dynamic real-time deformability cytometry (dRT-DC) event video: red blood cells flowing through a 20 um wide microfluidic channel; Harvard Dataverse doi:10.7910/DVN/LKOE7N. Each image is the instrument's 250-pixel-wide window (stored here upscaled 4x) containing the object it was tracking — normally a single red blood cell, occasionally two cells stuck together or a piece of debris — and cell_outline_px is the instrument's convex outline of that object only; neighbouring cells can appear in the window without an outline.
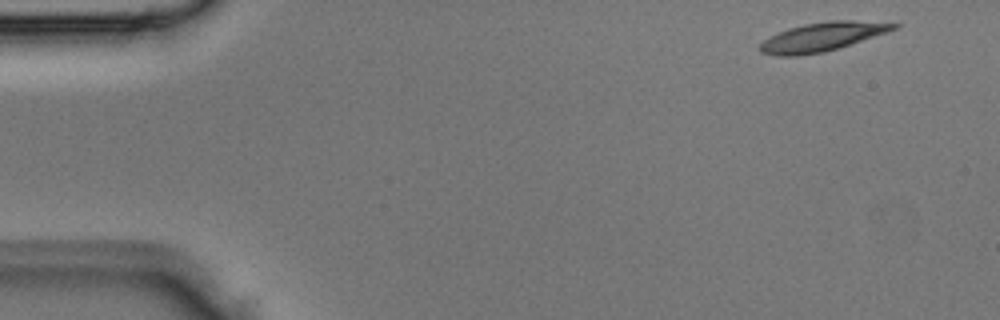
{"species": "Egyptian fruit bat (a non-hibernating species)", "species_latin": "Rousettus aegyptiacus", "temperature_condition": "room temperature", "stored_images_in_passage": 5, "camera_frame_rate_fps": 3000, "um_per_image_px": 0.085, "animal": {"sex": "male"}, "frame": {"image": 1, "passage_image": 1, "time_ms": 0.0, "image_size_px": [1000, 320], "cell_outline_px": [[900, 28], [888, 32], [824, 52], [800, 56], [776, 56], [760, 52], [760, 44], [764, 40], [788, 28], [804, 24], [832, 20], [852, 20], [900, 24]], "centroid_in_image_um": [69.9, 3.13], "position_along_channel_um": 15.1, "area_um2": 22.25}}
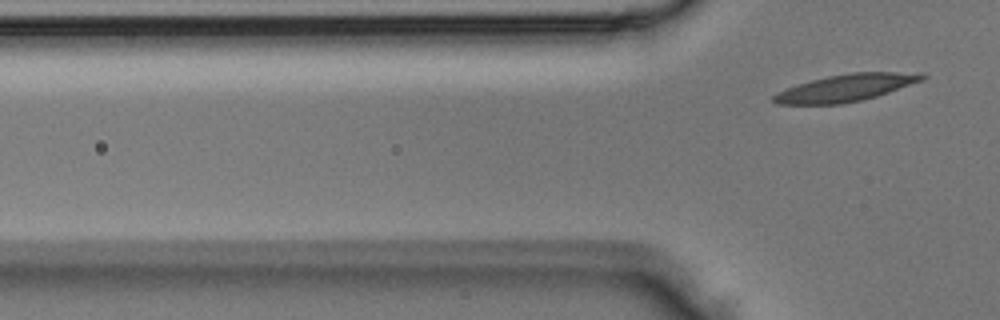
{"frame": {"image": 2, "passage_image": 5, "time_ms": 1.333, "image_size_px": [1000, 320], "cell_outline_px": [[928, 76], [924, 80], [876, 96], [844, 104], [776, 104], [772, 100], [772, 96], [776, 92], [812, 80], [828, 76], [852, 72], [924, 72]], "centroid_in_image_um": [71.95, 7.46], "position_along_channel_um": 53.9, "area_um2": 23.41}}